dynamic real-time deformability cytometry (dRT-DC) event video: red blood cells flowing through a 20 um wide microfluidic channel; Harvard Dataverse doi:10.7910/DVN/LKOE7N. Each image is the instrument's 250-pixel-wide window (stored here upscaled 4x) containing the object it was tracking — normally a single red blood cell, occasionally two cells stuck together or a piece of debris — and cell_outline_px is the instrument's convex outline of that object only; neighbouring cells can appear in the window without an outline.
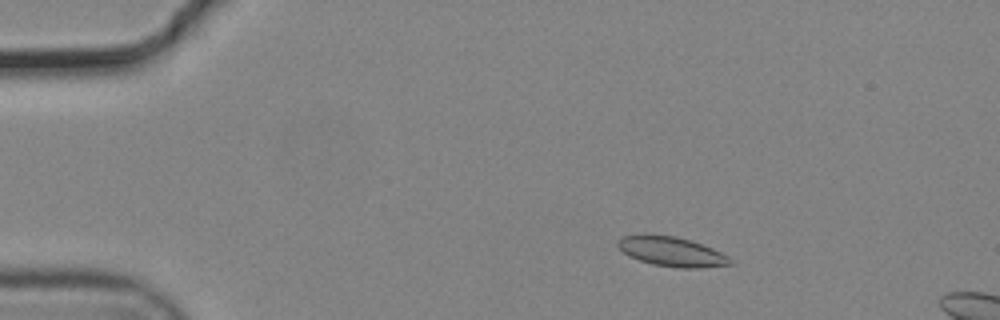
{"species": "common noctule bat (a hibernating species)", "species_latin": "Nyctalus noctula", "temperature_condition": "cold", "stored_images_in_passage": 16, "camera_frame_rate_fps": 3000, "um_per_image_px": 0.085, "animal": {"sex": "male", "body_mass_g": 19.2, "forearm_length_mm": 51.8}, "frame": {"image": 1, "passage_image": 10, "time_ms": 3.0, "image_size_px": [1000, 320], "cell_outline_px": [[732, 264], [700, 268], [680, 268], [652, 264], [628, 256], [616, 244], [616, 240], [620, 236], [644, 232], [676, 236], [712, 248], [728, 256], [732, 260]], "centroid_in_image_um": [57.01, 21.35], "position_along_channel_um": 28.0, "area_um2": 19.71}}